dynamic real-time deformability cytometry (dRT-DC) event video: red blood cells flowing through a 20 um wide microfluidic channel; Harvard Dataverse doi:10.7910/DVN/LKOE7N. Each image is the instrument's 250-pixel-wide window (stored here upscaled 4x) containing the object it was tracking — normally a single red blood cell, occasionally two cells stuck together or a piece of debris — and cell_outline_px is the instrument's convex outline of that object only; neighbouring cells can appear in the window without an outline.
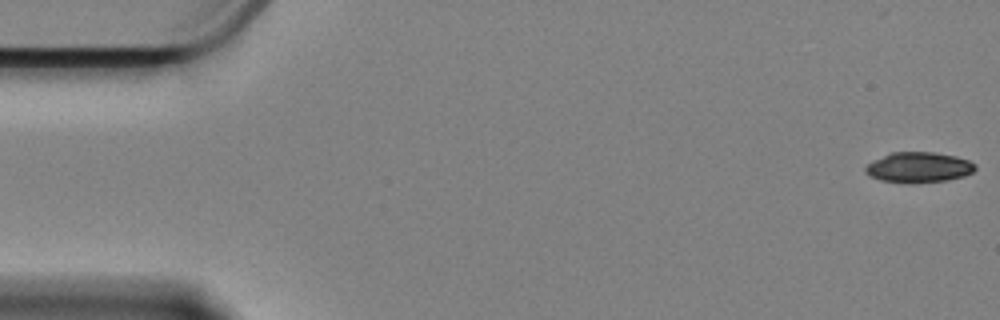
{"species": "Egyptian fruit bat (a non-hibernating species)", "species_latin": "Rousettus aegyptiacus", "temperature_condition": "cold", "stored_images_in_passage": 59, "camera_frame_rate_fps": 3000, "um_per_image_px": 0.085, "animal": {"sex": "female"}, "frame": {"image": 1, "passage_image": 1, "time_ms": 0.0, "image_size_px": [1000, 320], "cell_outline_px": [[976, 168], [972, 172], [964, 176], [948, 180], [880, 180], [868, 176], [864, 172], [864, 168], [872, 160], [892, 152], [932, 152], [956, 156], [968, 160], [976, 164]], "centroid_in_image_um": [78.08, 14.17], "position_along_channel_um": 6.9, "area_um2": 18.73}}
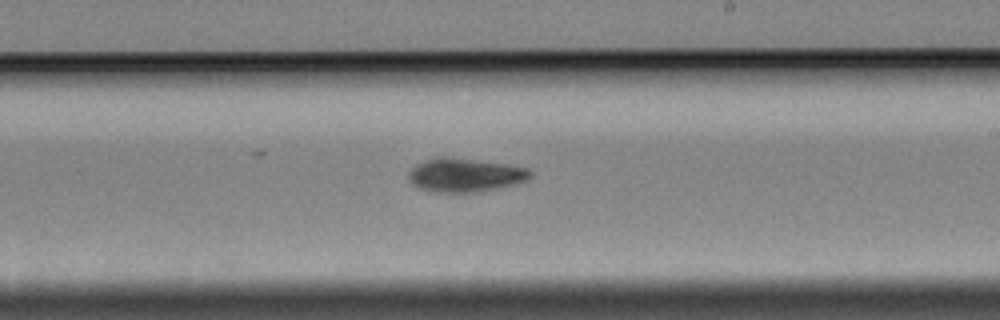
{"frame": {"image": 2, "passage_image": 34, "time_ms": 11.0, "image_size_px": [1000, 320], "cell_outline_px": [[532, 176], [528, 180], [516, 184], [480, 192], [436, 192], [420, 188], [412, 184], [408, 180], [408, 172], [416, 164], [436, 156], [440, 156], [508, 164], [528, 168], [532, 172]], "centroid_in_image_um": [39.54, 14.88], "position_along_channel_um": 249.5, "area_um2": 23.99}}
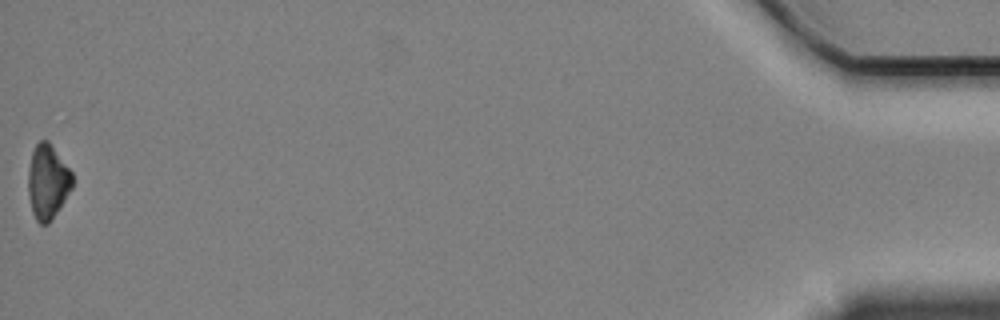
{"frame": {"image": 3, "passage_image": 59, "time_ms": 19.333, "image_size_px": [1000, 320], "cell_outline_px": [[72, 188], [60, 208], [48, 224], [40, 224], [36, 220], [32, 212], [28, 192], [28, 172], [32, 152], [36, 144], [40, 140], [48, 140], [72, 172]], "centroid_in_image_um": [4.05, 15.46], "position_along_channel_um": 431.2, "area_um2": 19.13}, "authors_computed_cell_mechanics": {"area_um2": 21.5016, "velocity_mm_per_s": 3.3611, "shape_relaxation_time_tau1_ms": 1.9328, "shape_relaxation_time_tau2_ms": null, "deformation_change_tau1": 0.0993, "deformation_change_tau2": null}}